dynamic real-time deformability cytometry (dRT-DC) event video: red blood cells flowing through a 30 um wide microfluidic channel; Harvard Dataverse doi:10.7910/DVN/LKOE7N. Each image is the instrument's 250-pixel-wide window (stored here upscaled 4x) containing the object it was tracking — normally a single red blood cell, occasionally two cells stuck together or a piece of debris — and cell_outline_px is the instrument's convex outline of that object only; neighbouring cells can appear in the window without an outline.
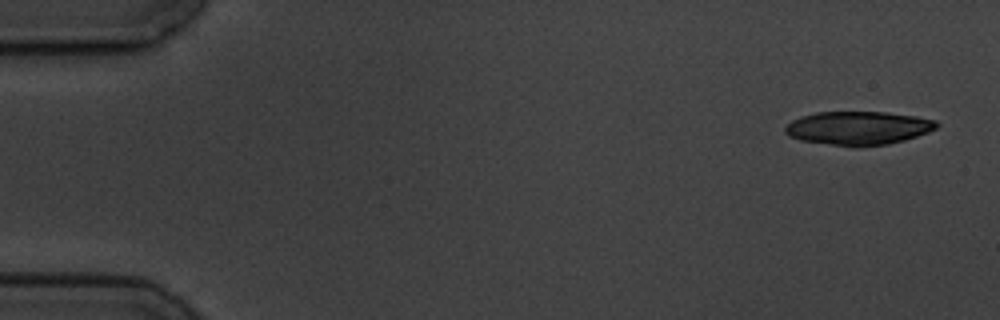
{"species": "common noctule bat (a hibernating species)", "species_latin": "Nyctalus noctula", "temperature_condition": "cold", "stored_images_in_passage": 9, "camera_frame_rate_fps": 3000, "um_per_image_px": 0.085, "animal": {"sex": "male", "body_mass_g": 19.5, "forearm_length_mm": 54.6}, "frame": {"image": 1, "passage_image": 1, "time_ms": 0.0, "image_size_px": [1000, 320], "cell_outline_px": [[940, 124], [936, 128], [928, 132], [904, 140], [888, 144], [860, 148], [856, 148], [800, 140], [788, 136], [784, 132], [784, 128], [792, 120], [800, 116], [816, 112], [888, 112], [916, 116], [936, 120]], "centroid_in_image_um": [72.94, 10.89], "position_along_channel_um": 12.1, "area_um2": 30.0}}
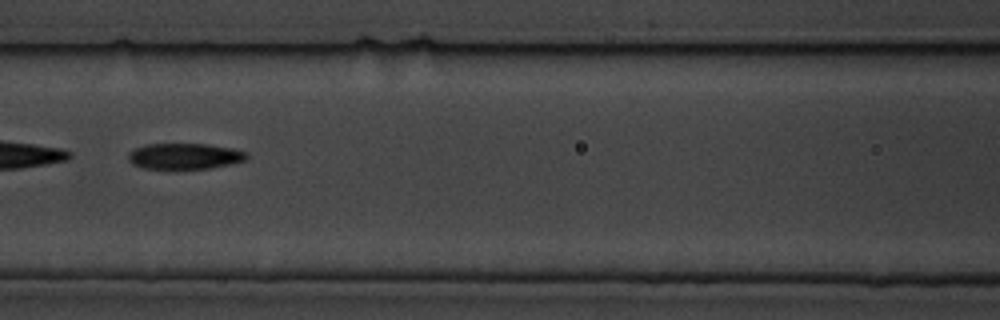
{"frame": {"image": 2, "passage_image": 7, "time_ms": 7.667, "image_size_px": [1000, 320], "cell_outline_px": [[248, 156], [244, 160], [228, 164], [208, 168], [144, 168], [132, 164], [128, 160], [128, 152], [144, 144], [208, 144], [232, 148], [248, 152]], "centroid_in_image_um": [15.67, 13.26], "position_along_channel_um": 150.9, "area_um2": 17.69}}
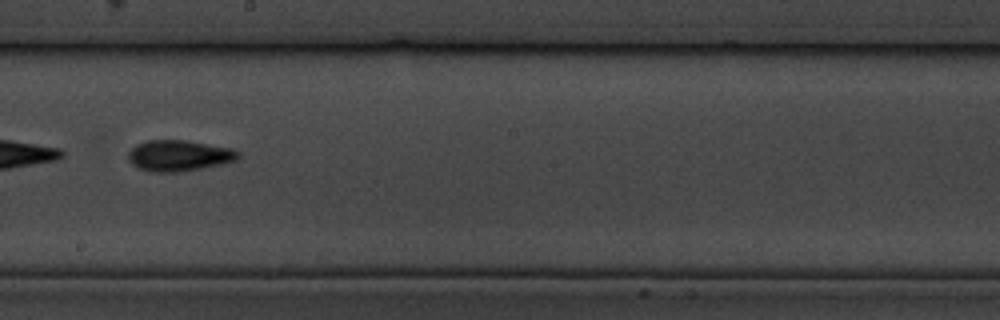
{"frame": {"image": 3, "passage_image": 9, "time_ms": 10.0, "image_size_px": [1000, 320], "cell_outline_px": [[240, 156], [236, 160], [220, 164], [180, 172], [152, 172], [140, 168], [132, 164], [128, 160], [128, 152], [136, 144], [148, 140], [184, 140], [232, 148], [240, 152]], "centroid_in_image_um": [15.2, 13.22], "position_along_channel_um": 233.0, "area_um2": 19.77}}